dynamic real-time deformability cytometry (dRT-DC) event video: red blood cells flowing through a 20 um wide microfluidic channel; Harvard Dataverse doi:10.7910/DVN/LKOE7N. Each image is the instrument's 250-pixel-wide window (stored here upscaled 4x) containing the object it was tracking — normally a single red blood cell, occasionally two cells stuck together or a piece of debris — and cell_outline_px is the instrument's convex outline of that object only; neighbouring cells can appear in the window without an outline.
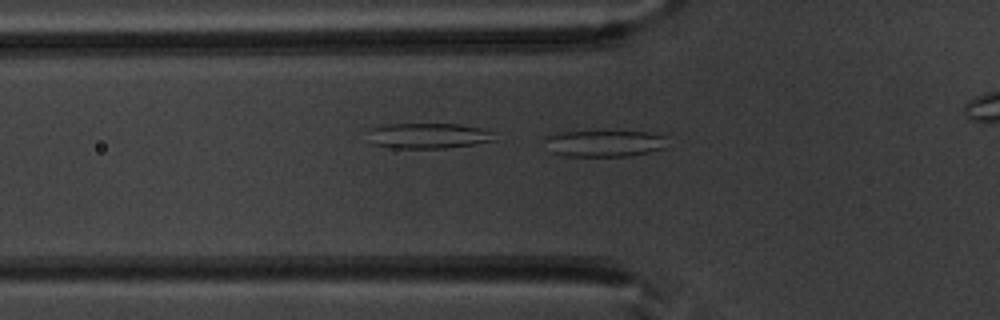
{"species": "common noctule bat (a hibernating species)", "species_latin": "Nyctalus noctula", "temperature_condition": "warm", "stored_images_in_passage": 44, "segment_of_instrument_passage": [1, 2], "camera_frame_rate_fps": 3000, "um_per_image_px": 0.085, "animal": {"sex": "male", "body_mass_g": 20.1, "forearm_length_mm": 53.5}, "frame": {"image": 1, "passage_image": 17, "time_ms": 5.333, "image_size_px": [1000, 320], "cell_outline_px": [[668, 136], [664, 148], [648, 152], [628, 156], [564, 156], [552, 152], [544, 140], [544, 136], [556, 132], [648, 132]], "centroid_in_image_um": [51.36, 12.19], "position_along_channel_um": 74.4, "area_um2": 18.9}}
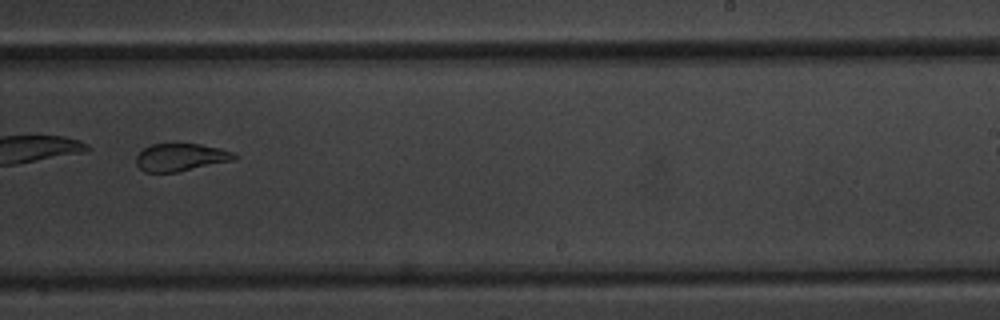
{"frame": {"image": 2, "passage_image": 32, "time_ms": 10.333, "image_size_px": [1000, 320], "cell_outline_px": [[240, 156], [236, 160], [176, 172], [144, 172], [136, 164], [136, 156], [144, 148], [152, 144], [200, 144], [220, 148], [232, 152]], "centroid_in_image_um": [15.39, 13.37], "position_along_channel_um": 273.6, "area_um2": 15.84}}
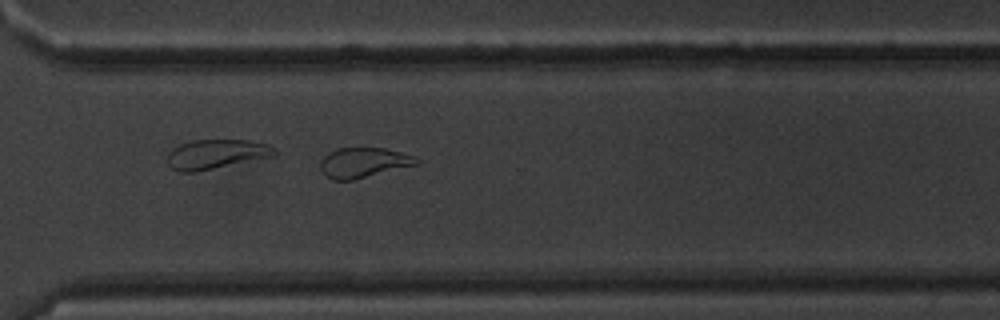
{"frame": {"image": 3, "passage_image": 37, "time_ms": 12.0, "image_size_px": [1000, 320], "cell_outline_px": [[420, 164], [352, 180], [332, 180], [320, 168], [320, 160], [328, 152], [340, 148], [384, 148], [416, 156], [420, 160]], "centroid_in_image_um": [30.93, 13.81], "position_along_channel_um": 339.7, "area_um2": 16.82}}